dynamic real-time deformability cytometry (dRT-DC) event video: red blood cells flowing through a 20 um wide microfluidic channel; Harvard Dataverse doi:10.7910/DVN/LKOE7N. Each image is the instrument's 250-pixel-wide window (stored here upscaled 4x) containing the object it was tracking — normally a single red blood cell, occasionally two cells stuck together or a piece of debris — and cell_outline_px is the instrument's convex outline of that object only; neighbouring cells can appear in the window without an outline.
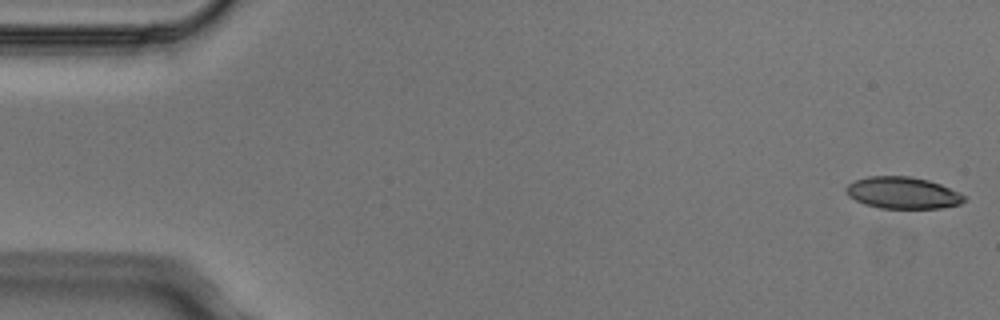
{"species": "Egyptian fruit bat (a non-hibernating species)", "species_latin": "Rousettus aegyptiacus", "temperature_condition": "cold", "stored_images_in_passage": 4, "camera_frame_rate_fps": 3000, "um_per_image_px": 0.085, "animal": {"sex": "male"}, "frame": {"image": 1, "passage_image": 1, "time_ms": 0.0, "image_size_px": [1000, 320], "cell_outline_px": [[964, 200], [960, 204], [940, 208], [880, 208], [864, 204], [848, 196], [844, 188], [848, 184], [856, 180], [868, 176], [908, 176], [928, 180], [940, 184], [964, 196]], "centroid_in_image_um": [76.67, 16.39], "position_along_channel_um": 8.3, "area_um2": 21.62}}
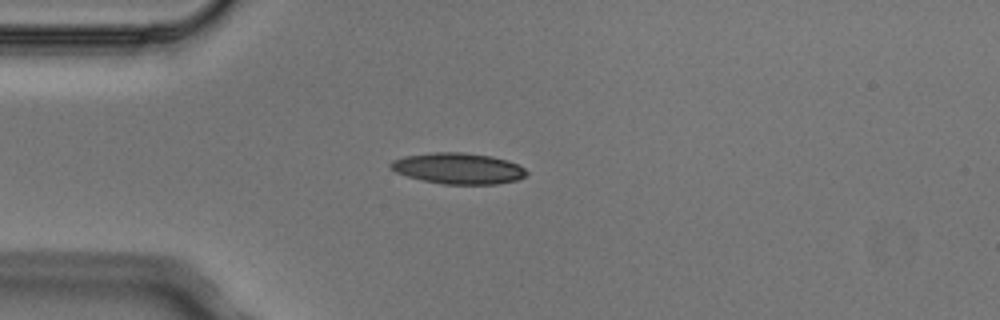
{"frame": {"image": 2, "passage_image": 4, "time_ms": 1.0, "image_size_px": [1000, 320], "cell_outline_px": [[528, 172], [524, 176], [516, 180], [496, 184], [444, 184], [424, 180], [408, 176], [396, 172], [388, 168], [388, 164], [392, 160], [404, 156], [432, 152], [464, 152], [492, 156], [508, 160], [524, 168]], "centroid_in_image_um": [38.92, 14.3], "position_along_channel_um": 46.1, "area_um2": 24.57}}